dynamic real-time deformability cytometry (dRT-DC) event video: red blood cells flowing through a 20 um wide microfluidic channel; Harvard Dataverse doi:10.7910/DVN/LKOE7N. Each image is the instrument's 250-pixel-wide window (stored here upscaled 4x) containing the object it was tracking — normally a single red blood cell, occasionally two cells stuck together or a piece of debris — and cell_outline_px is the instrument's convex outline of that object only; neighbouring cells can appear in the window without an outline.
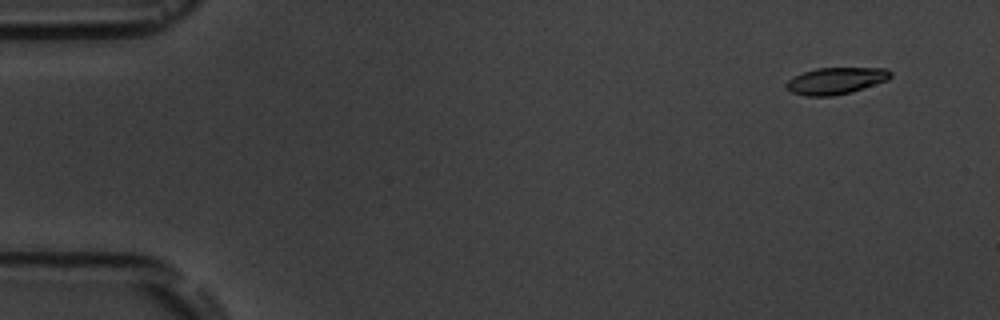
{"species": "common noctule bat (a hibernating species)", "species_latin": "Nyctalus noctula", "temperature_condition": "room temperature", "stored_images_in_passage": 4, "camera_frame_rate_fps": 3000, "um_per_image_px": 0.085, "animal": {"sex": "male", "body_mass_g": 19.5, "forearm_length_mm": 54.6}, "frame": {"image": 1, "passage_image": 1, "time_ms": 0.0, "image_size_px": [1000, 320], "cell_outline_px": [[892, 76], [888, 80], [852, 92], [832, 96], [804, 96], [792, 92], [784, 84], [788, 80], [804, 72], [816, 68], [888, 68], [892, 72]], "centroid_in_image_um": [71.08, 6.86], "position_along_channel_um": 13.9, "area_um2": 16.24}}
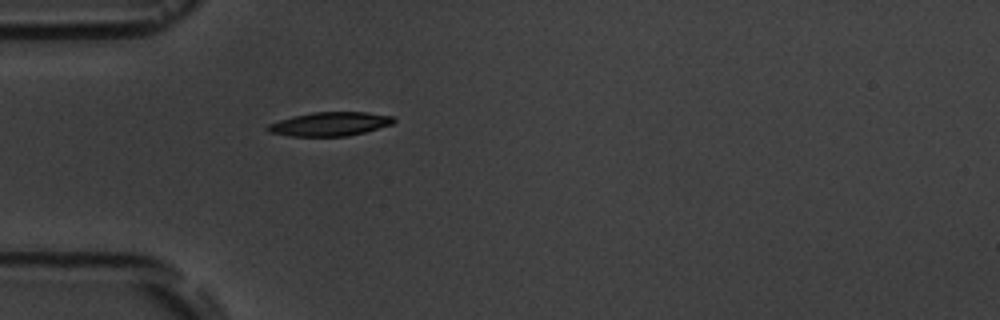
{"frame": {"image": 2, "passage_image": 4, "time_ms": 4.333, "image_size_px": [1000, 320], "cell_outline_px": [[396, 120], [392, 124], [364, 132], [348, 136], [292, 136], [268, 132], [264, 128], [268, 124], [292, 116], [312, 112], [368, 112], [392, 116]], "centroid_in_image_um": [28.02, 10.53], "position_along_channel_um": 57.0, "area_um2": 17.51}}